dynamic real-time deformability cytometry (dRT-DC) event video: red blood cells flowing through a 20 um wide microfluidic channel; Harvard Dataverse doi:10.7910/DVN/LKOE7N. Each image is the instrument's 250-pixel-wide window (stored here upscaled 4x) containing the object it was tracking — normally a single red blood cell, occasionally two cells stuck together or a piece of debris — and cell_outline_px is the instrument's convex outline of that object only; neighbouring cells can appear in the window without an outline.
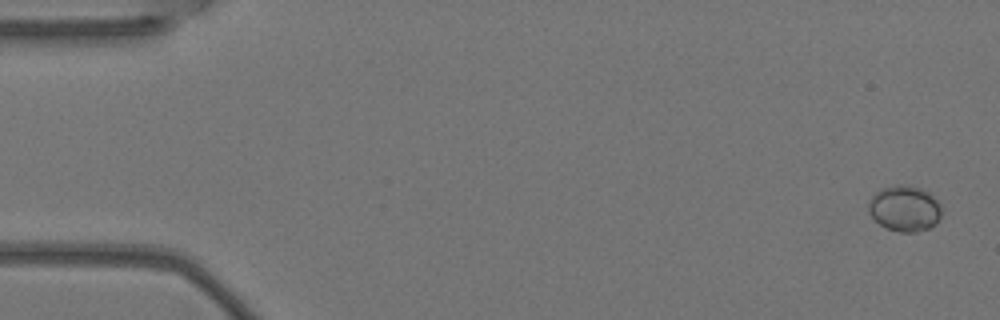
{"species": "Egyptian fruit bat (a non-hibernating species)", "species_latin": "Rousettus aegyptiacus", "temperature_condition": "warm", "stored_images_in_passage": 6, "camera_frame_rate_fps": 3000, "um_per_image_px": 0.085, "animal": {"sex": "female"}, "frame": {"image": 1, "passage_image": 1, "time_ms": 0.0, "image_size_px": [1000, 320], "cell_outline_px": [[940, 216], [928, 228], [916, 232], [900, 232], [888, 228], [880, 224], [868, 212], [868, 204], [872, 196], [880, 188], [896, 184], [908, 184], [920, 188], [928, 192], [940, 204]], "centroid_in_image_um": [76.85, 17.69], "position_along_channel_um": 8.1, "area_um2": 19.31}}
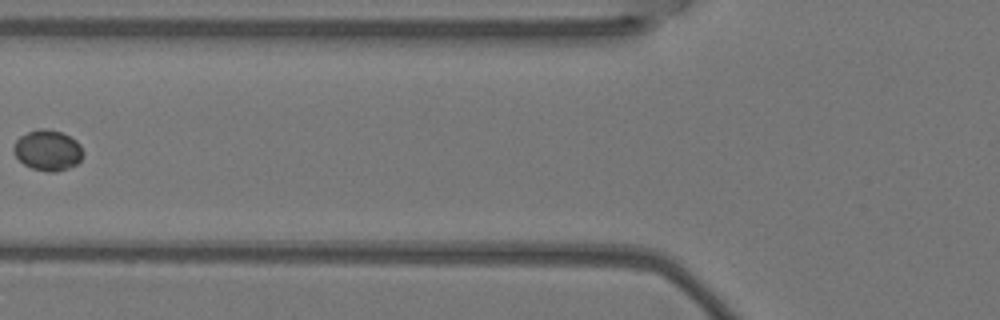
{"frame": {"image": 2, "passage_image": 6, "time_ms": 1.667, "image_size_px": [1000, 320], "cell_outline_px": [[84, 152], [80, 160], [76, 164], [68, 168], [56, 172], [48, 172], [32, 168], [24, 164], [12, 152], [12, 148], [16, 140], [20, 136], [36, 128], [44, 128], [60, 132], [76, 140], [80, 144]], "centroid_in_image_um": [4.04, 12.77], "position_along_channel_um": 121.8, "area_um2": 16.47}}